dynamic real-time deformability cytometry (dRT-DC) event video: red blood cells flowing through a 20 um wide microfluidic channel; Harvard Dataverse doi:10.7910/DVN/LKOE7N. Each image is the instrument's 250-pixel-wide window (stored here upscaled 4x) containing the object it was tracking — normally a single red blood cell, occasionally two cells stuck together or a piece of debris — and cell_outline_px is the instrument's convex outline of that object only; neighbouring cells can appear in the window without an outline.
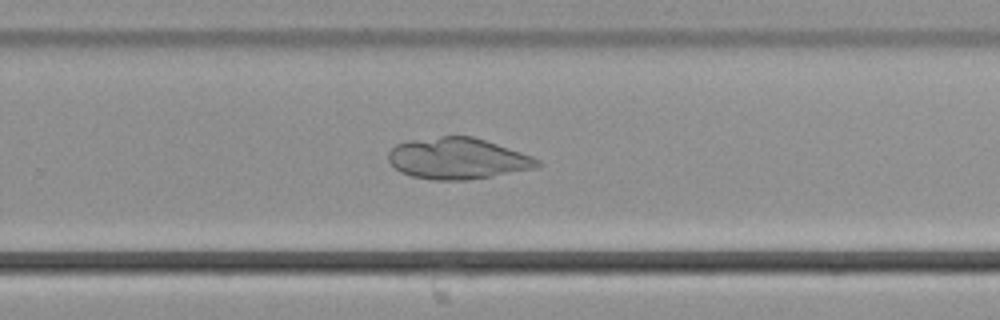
{"species": "common noctule bat (a hibernating species)", "species_latin": "Nyctalus noctula", "temperature_condition": "cold", "stored_images_in_passage": 52, "camera_frame_rate_fps": 3000, "um_per_image_px": 0.085, "animal": {"sex": "male", "body_mass_g": 21.5, "forearm_length_mm": 52.0}, "frame": {"image": 1, "passage_image": 33, "time_ms": 10.667, "image_size_px": [1000, 320], "cell_outline_px": [[540, 164], [536, 168], [492, 176], [468, 180], [432, 180], [412, 176], [400, 172], [388, 160], [388, 152], [396, 144], [408, 140], [440, 136], [472, 136], [532, 156], [540, 160]], "centroid_in_image_um": [38.87, 13.48], "position_along_channel_um": 290.9, "area_um2": 35.72}}
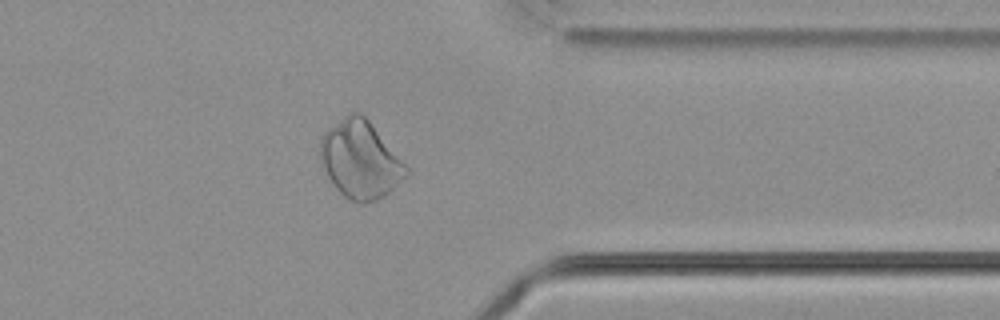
{"frame": {"image": 2, "passage_image": 41, "time_ms": 13.333, "image_size_px": [1000, 320], "cell_outline_px": [[408, 176], [384, 196], [376, 200], [364, 204], [360, 204], [344, 196], [336, 188], [328, 176], [320, 156], [320, 140], [324, 132], [328, 128], [348, 112], [360, 112], [368, 120], [408, 168]], "centroid_in_image_um": [30.62, 13.57], "position_along_channel_um": 380.8, "area_um2": 38.38}}